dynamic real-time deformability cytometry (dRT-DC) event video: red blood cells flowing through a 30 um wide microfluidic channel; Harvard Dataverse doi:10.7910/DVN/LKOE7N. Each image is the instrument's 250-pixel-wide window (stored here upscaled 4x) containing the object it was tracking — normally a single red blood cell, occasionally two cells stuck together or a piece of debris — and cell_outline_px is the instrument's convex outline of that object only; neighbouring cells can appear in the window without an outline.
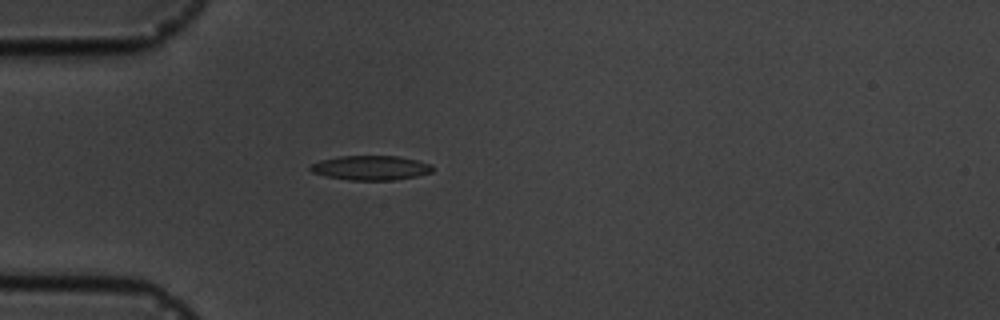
{"species": "common noctule bat (a hibernating species)", "species_latin": "Nyctalus noctula", "temperature_condition": "cold", "stored_images_in_passage": 1, "camera_frame_rate_fps": 3000, "um_per_image_px": 0.085, "animal": {"sex": "male", "body_mass_g": 19.5, "forearm_length_mm": 54.6}, "frame": {"image": 1, "passage_image": 1, "time_ms": 0.0, "image_size_px": [1000, 320], "cell_outline_px": [[432, 172], [416, 176], [396, 180], [348, 180], [324, 176], [312, 172], [308, 168], [312, 164], [320, 160], [340, 156], [396, 156], [416, 160], [432, 164]], "centroid_in_image_um": [31.49, 14.27], "position_along_channel_um": 53.5, "area_um2": 17.46}}